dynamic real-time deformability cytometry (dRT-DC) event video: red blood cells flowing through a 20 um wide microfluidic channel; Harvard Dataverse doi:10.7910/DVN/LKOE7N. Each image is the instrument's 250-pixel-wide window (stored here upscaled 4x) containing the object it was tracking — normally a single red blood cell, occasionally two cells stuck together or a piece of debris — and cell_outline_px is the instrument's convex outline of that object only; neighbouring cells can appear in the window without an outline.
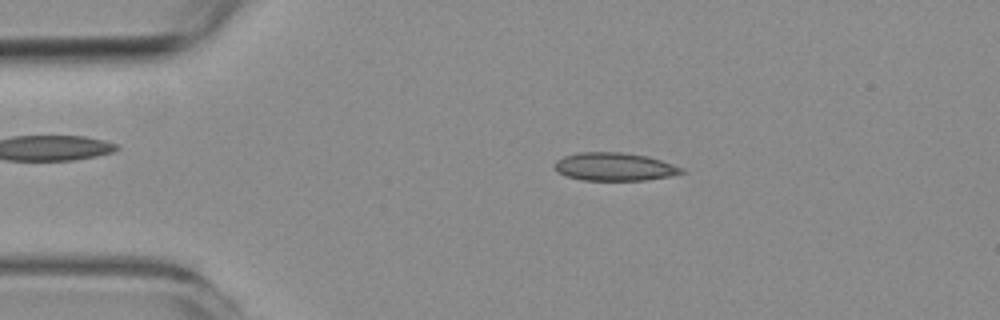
{"species": "common noctule bat (a hibernating species)", "species_latin": "Nyctalus noctula", "temperature_condition": "room temperature", "stored_images_in_passage": 48, "camera_frame_rate_fps": 3000, "um_per_image_px": 0.085, "animal": {"sex": "female", "body_mass_g": 19.3, "forearm_length_mm": 54.1}, "frame": {"image": 1, "passage_image": 10, "time_ms": 3.0, "image_size_px": [1000, 320], "cell_outline_px": [[688, 172], [668, 176], [644, 180], [580, 180], [568, 176], [560, 172], [552, 164], [556, 160], [564, 156], [576, 152], [620, 152], [648, 156], [684, 168]], "centroid_in_image_um": [52.23, 14.16], "position_along_channel_um": 32.8, "area_um2": 20.75}}
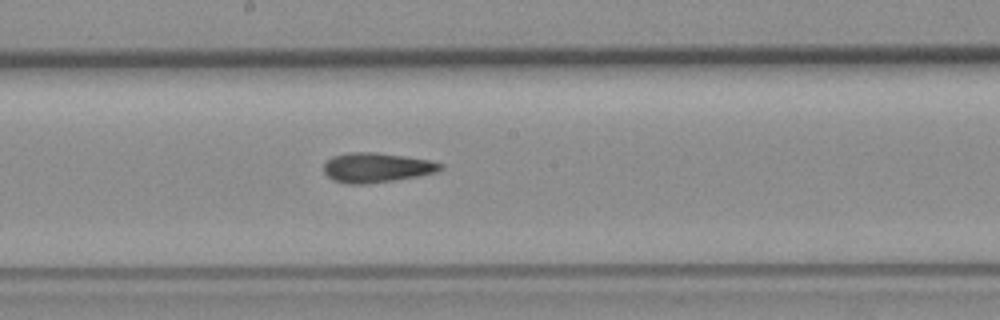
{"frame": {"image": 2, "passage_image": 28, "time_ms": 9.0, "image_size_px": [1000, 320], "cell_outline_px": [[444, 168], [440, 172], [420, 176], [368, 184], [348, 184], [332, 180], [324, 172], [324, 164], [332, 156], [348, 152], [376, 152], [432, 160], [444, 164]], "centroid_in_image_um": [32.06, 14.25], "position_along_channel_um": 216.1, "area_um2": 20.52}}
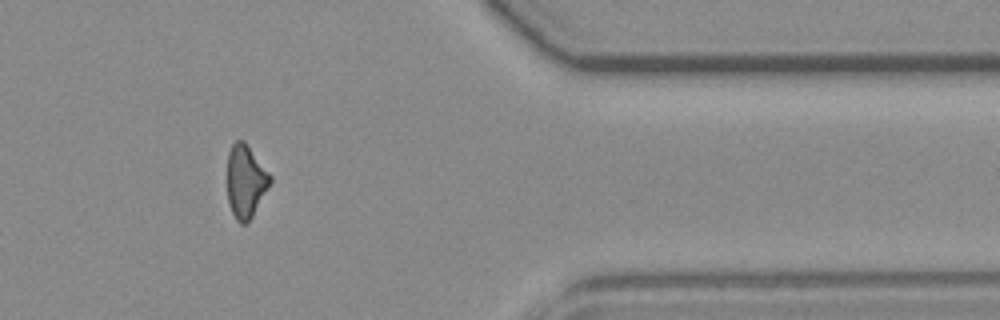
{"frame": {"image": 3, "passage_image": 44, "time_ms": 14.333, "image_size_px": [1000, 320], "cell_outline_px": [[272, 180], [268, 188], [248, 224], [240, 224], [236, 220], [232, 212], [228, 200], [228, 152], [232, 144], [236, 140], [244, 140], [272, 176]], "centroid_in_image_um": [20.89, 15.42], "position_along_channel_um": 390.5, "area_um2": 18.21}, "authors_computed_cell_mechanics": {"area_um2": 19.7965, "velocity_mm_per_s": 3.7438, "shape_relaxation_time_tau1_ms": null, "shape_relaxation_time_tau2_ms": 3.4512, "deformation_change_tau1": null, "deformation_change_tau2": 0.1341}}